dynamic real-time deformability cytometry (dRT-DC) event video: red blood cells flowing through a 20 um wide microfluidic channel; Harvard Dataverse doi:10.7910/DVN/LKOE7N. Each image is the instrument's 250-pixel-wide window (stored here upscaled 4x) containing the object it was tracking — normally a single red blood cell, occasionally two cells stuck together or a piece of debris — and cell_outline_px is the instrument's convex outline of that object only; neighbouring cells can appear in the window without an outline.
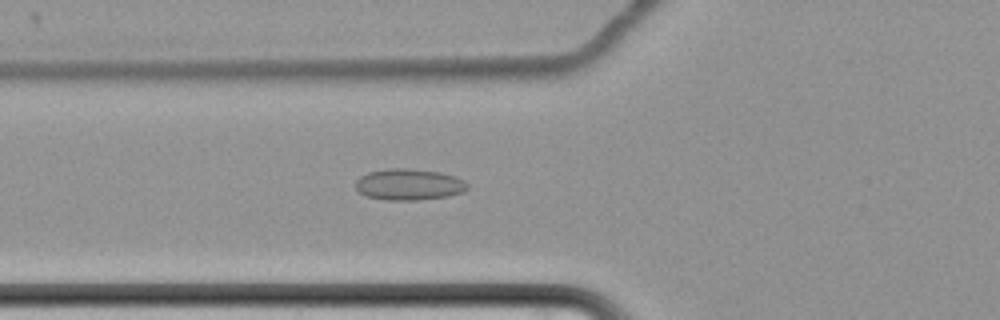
{"species": "common noctule bat (a hibernating species)", "species_latin": "Nyctalus noctula", "temperature_condition": "cold", "stored_images_in_passage": 65, "camera_frame_rate_fps": 3000, "um_per_image_px": 0.085, "animal": {"sex": "female", "body_mass_g": 22.7, "forearm_length_mm": 54.2}, "frame": {"image": 1, "passage_image": 28, "time_ms": 9.0, "image_size_px": [1000, 320], "cell_outline_px": [[468, 188], [464, 192], [448, 196], [416, 200], [384, 200], [368, 196], [360, 192], [356, 188], [356, 180], [360, 176], [368, 172], [388, 168], [408, 168], [440, 172], [456, 176], [464, 180], [468, 184]], "centroid_in_image_um": [34.78, 15.67], "position_along_channel_um": 91.0, "area_um2": 20.52}}
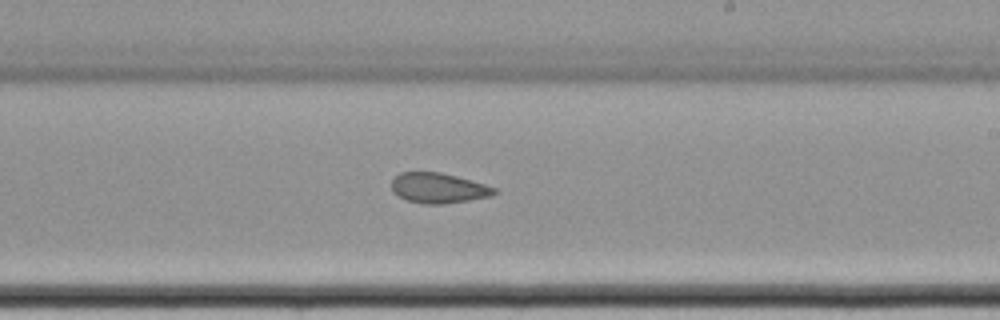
{"frame": {"image": 2, "passage_image": 42, "time_ms": 13.667, "image_size_px": [1000, 320], "cell_outline_px": [[496, 192], [492, 196], [444, 204], [424, 204], [408, 200], [392, 192], [392, 180], [400, 172], [440, 172], [472, 180], [496, 188]], "centroid_in_image_um": [37.26, 15.98], "position_along_channel_um": 251.7, "area_um2": 17.98}}
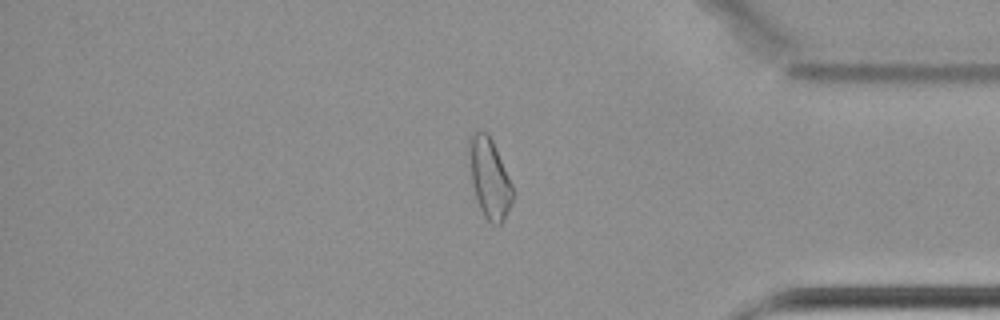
{"frame": {"image": 3, "passage_image": 56, "time_ms": 18.333, "image_size_px": [1000, 320], "cell_outline_px": [[516, 192], [508, 212], [504, 220], [500, 224], [492, 224], [484, 216], [480, 208], [472, 184], [468, 148], [468, 140], [472, 132], [480, 128], [488, 132], [492, 140]], "centroid_in_image_um": [41.61, 15.1], "position_along_channel_um": 393.6, "area_um2": 20.58}, "authors_computed_cell_mechanics": {"area_um2": 20.5768, "velocity_mm_per_s": 3.4502, "shape_relaxation_time_tau1_ms": null, "shape_relaxation_time_tau2_ms": 7.8471, "deformation_change_tau1": null, "deformation_change_tau2": 0.1315}}